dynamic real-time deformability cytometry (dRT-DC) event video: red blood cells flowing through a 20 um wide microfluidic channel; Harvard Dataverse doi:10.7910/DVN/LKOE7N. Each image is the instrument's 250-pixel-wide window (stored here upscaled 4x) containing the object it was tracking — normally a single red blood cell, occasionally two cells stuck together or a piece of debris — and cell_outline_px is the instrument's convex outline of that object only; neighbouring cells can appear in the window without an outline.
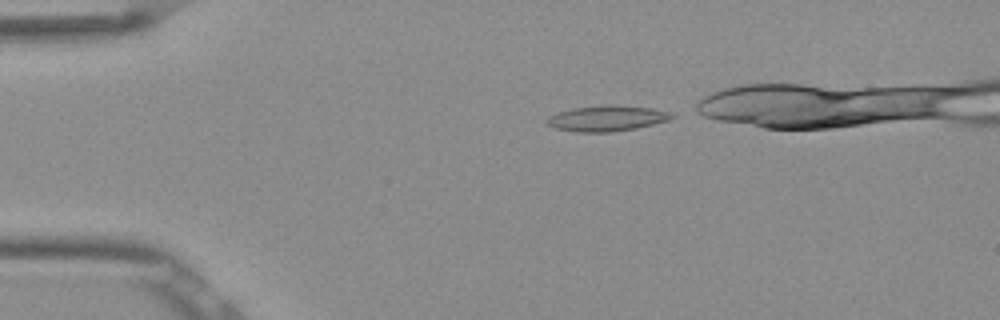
{"species": "Egyptian fruit bat (a non-hibernating species)", "species_latin": "Rousettus aegyptiacus", "temperature_condition": "room temperature", "stored_images_in_passage": 33, "camera_frame_rate_fps": 3000, "um_per_image_px": 0.085, "frame": {"image": 1, "passage_image": 1, "time_ms": 0.0, "image_size_px": [1000, 320], "cell_outline_px": [[676, 116], [668, 120], [636, 128], [612, 132], [576, 132], [556, 128], [548, 124], [544, 120], [548, 116], [572, 108], [652, 108], [672, 112]], "centroid_in_image_um": [51.57, 10.12], "position_along_channel_um": 33.4, "area_um2": 17.51}}
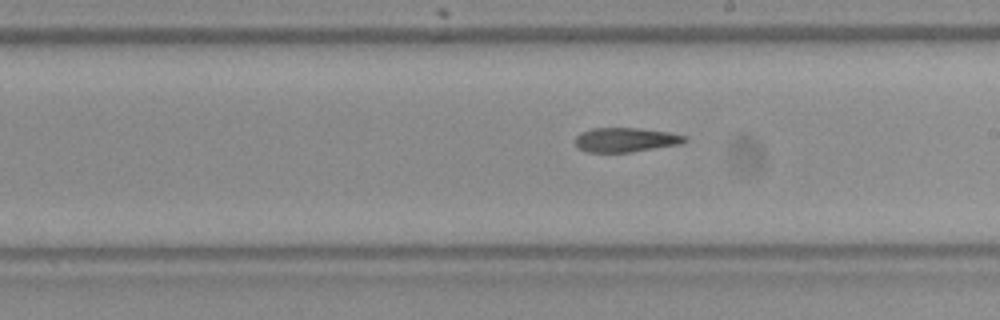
{"frame": {"image": 2, "passage_image": 20, "time_ms": 6.333, "image_size_px": [1000, 320], "cell_outline_px": [[688, 140], [680, 144], [628, 152], [588, 152], [580, 148], [576, 144], [576, 136], [580, 132], [592, 128], [640, 128], [668, 132], [688, 136]], "centroid_in_image_um": [53.2, 11.87], "position_along_channel_um": 235.8, "area_um2": 15.43}}
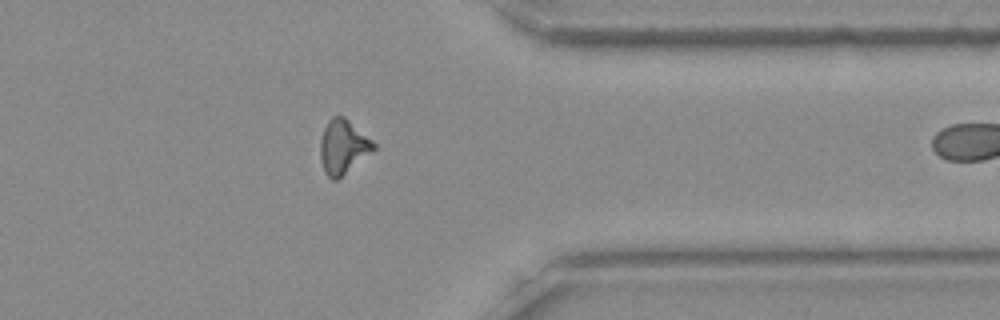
{"frame": {"image": 3, "passage_image": 32, "time_ms": 10.333, "image_size_px": [1000, 320], "cell_outline_px": [[376, 148], [336, 180], [332, 180], [324, 172], [320, 160], [320, 140], [324, 128], [328, 120], [332, 116], [344, 116], [372, 140], [376, 144]], "centroid_in_image_um": [29.13, 12.46], "position_along_channel_um": 382.3, "area_um2": 16.65}}